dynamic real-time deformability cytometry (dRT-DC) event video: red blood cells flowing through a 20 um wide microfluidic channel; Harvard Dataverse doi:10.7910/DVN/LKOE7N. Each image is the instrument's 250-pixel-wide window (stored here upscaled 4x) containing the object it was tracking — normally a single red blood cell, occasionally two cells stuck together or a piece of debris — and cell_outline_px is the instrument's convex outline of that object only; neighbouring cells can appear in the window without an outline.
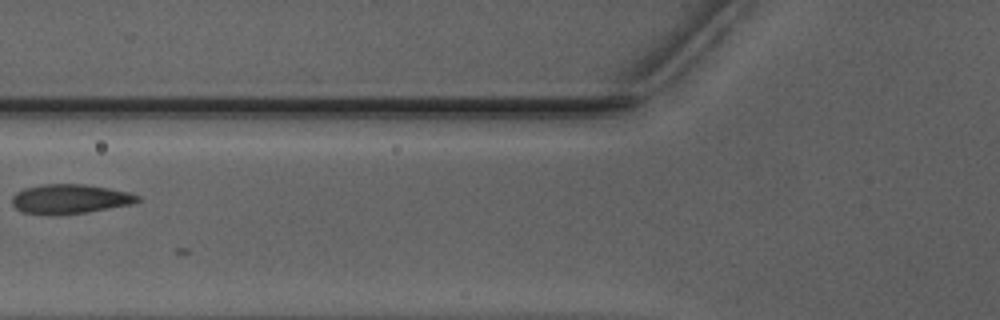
{"species": "Egyptian fruit bat (a non-hibernating species)", "species_latin": "Rousettus aegyptiacus", "temperature_condition": "warm", "stored_images_in_passage": 33, "camera_frame_rate_fps": 3000, "um_per_image_px": 0.085, "animal": {"sex": "male"}, "frame": {"image": 1, "passage_image": 5, "time_ms": 1.333, "image_size_px": [1000, 320], "cell_outline_px": [[140, 200], [132, 204], [88, 212], [56, 216], [44, 216], [20, 212], [12, 204], [12, 196], [16, 192], [24, 188], [44, 184], [84, 184], [108, 188], [128, 192], [140, 196]], "centroid_in_image_um": [5.89, 16.94], "position_along_channel_um": 119.9, "area_um2": 21.96}}
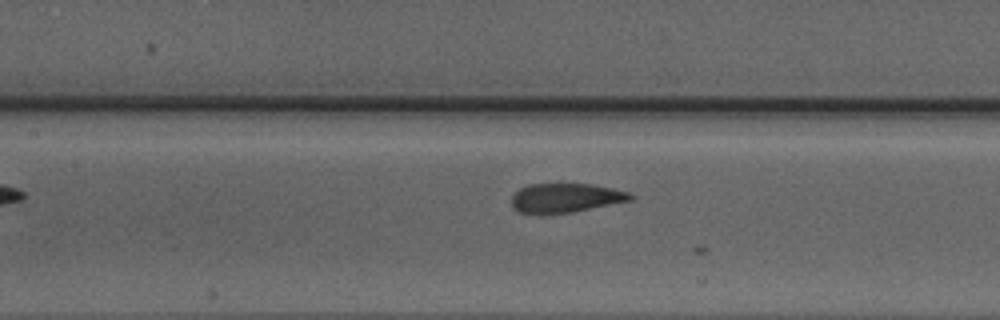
{"frame": {"image": 2, "passage_image": 8, "time_ms": 2.333, "image_size_px": [1000, 320], "cell_outline_px": [[632, 200], [572, 212], [544, 216], [540, 216], [520, 212], [512, 204], [512, 196], [520, 188], [528, 184], [588, 184], [612, 188], [628, 192], [632, 196]], "centroid_in_image_um": [48.02, 16.85], "position_along_channel_um": 159.4, "area_um2": 20.35}}